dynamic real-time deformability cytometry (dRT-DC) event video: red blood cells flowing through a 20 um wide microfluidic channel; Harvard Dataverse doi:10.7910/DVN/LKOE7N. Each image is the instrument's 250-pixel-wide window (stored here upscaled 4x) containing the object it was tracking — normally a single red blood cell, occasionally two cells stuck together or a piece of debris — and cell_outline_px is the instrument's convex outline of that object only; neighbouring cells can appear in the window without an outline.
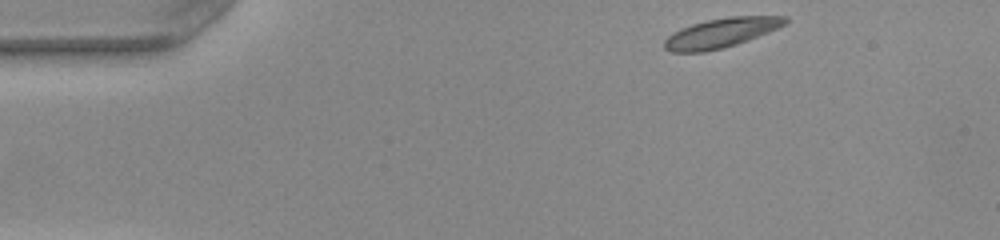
{"species": "common noctule bat (a hibernating species)", "species_latin": "Nyctalus noctula", "temperature_condition": "warm", "stored_images_in_passage": 45, "camera_frame_rate_fps": 3000, "um_per_image_px": 0.085, "animal": {"sex": "female", "body_mass_g": 22.0, "forearm_length_mm": 56.7}, "frame": {"image": 1, "passage_image": 1, "time_ms": 0.0, "image_size_px": [1000, 240], "cell_outline_px": [[788, 20], [784, 24], [768, 32], [748, 40], [736, 44], [704, 52], [672, 52], [664, 48], [664, 40], [672, 32], [680, 28], [692, 24], [708, 20], [728, 16], [788, 16]], "centroid_in_image_um": [61.26, 2.79], "position_along_channel_um": 23.7, "area_um2": 20.58}}
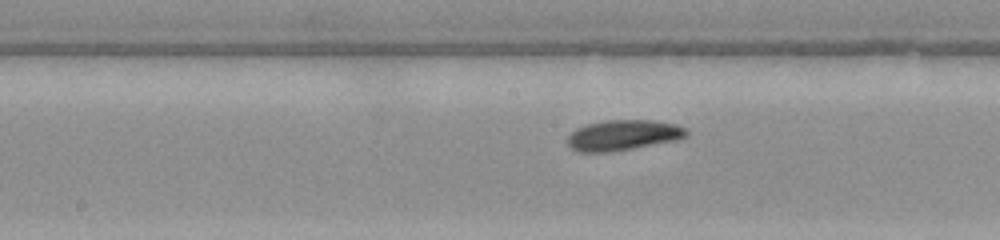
{"frame": {"image": 2, "passage_image": 20, "time_ms": 6.333, "image_size_px": [1000, 240], "cell_outline_px": [[688, 136], [676, 140], [632, 148], [608, 152], [580, 152], [572, 148], [568, 144], [568, 136], [576, 128], [588, 124], [604, 120], [652, 120], [676, 124], [684, 128], [688, 132]], "centroid_in_image_um": [52.97, 11.48], "position_along_channel_um": 195.2, "area_um2": 20.92}}
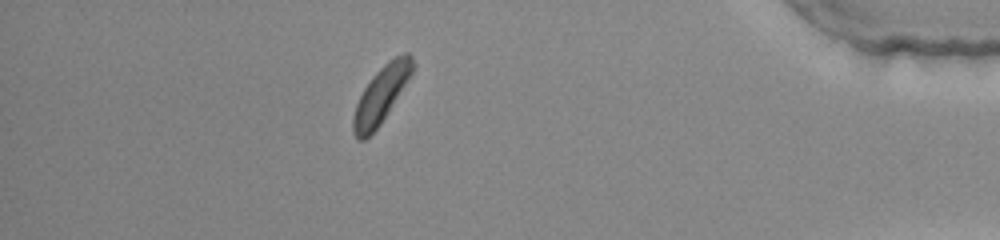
{"frame": {"image": 3, "passage_image": 39, "time_ms": 12.667, "image_size_px": [1000, 240], "cell_outline_px": [[416, 68], [380, 124], [364, 140], [356, 140], [352, 132], [352, 120], [356, 104], [364, 88], [372, 76], [388, 60], [404, 52], [408, 52], [412, 56], [416, 64]], "centroid_in_image_um": [32.41, 8.02], "position_along_channel_um": 402.8, "area_um2": 19.59}, "authors_computed_cell_mechanics": {"area_um2": 20.4034, "velocity_mm_per_s": 3.9686, "shape_relaxation_time_tau1_ms": 3.5006, "shape_relaxation_time_tau2_ms": null, "deformation_change_tau1": 0.0886, "deformation_change_tau2": null}}